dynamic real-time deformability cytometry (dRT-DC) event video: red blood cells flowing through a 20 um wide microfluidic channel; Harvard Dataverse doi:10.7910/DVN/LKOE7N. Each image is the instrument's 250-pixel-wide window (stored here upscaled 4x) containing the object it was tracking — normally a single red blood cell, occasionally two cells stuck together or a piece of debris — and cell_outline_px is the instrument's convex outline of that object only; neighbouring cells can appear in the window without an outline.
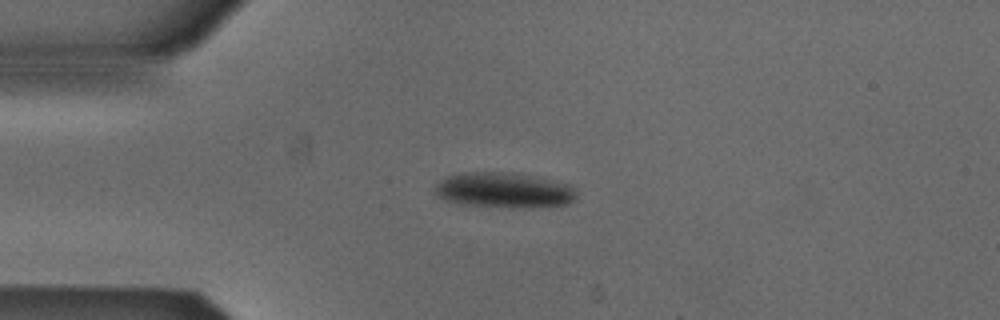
{"species": "Egyptian fruit bat (a non-hibernating species)", "species_latin": "Rousettus aegyptiacus", "temperature_condition": "cold", "stored_images_in_passage": 3, "camera_frame_rate_fps": 3000, "um_per_image_px": 0.085, "animal": {"sex": "male"}, "frame": {"image": 1, "passage_image": 1, "time_ms": 0.0, "image_size_px": [1000, 320], "cell_outline_px": [[576, 200], [568, 204], [528, 208], [512, 208], [460, 204], [444, 200], [436, 192], [436, 184], [444, 176], [460, 172], [512, 172], [572, 184], [576, 188]], "centroid_in_image_um": [42.87, 16.16], "position_along_channel_um": 42.1, "area_um2": 29.65}}